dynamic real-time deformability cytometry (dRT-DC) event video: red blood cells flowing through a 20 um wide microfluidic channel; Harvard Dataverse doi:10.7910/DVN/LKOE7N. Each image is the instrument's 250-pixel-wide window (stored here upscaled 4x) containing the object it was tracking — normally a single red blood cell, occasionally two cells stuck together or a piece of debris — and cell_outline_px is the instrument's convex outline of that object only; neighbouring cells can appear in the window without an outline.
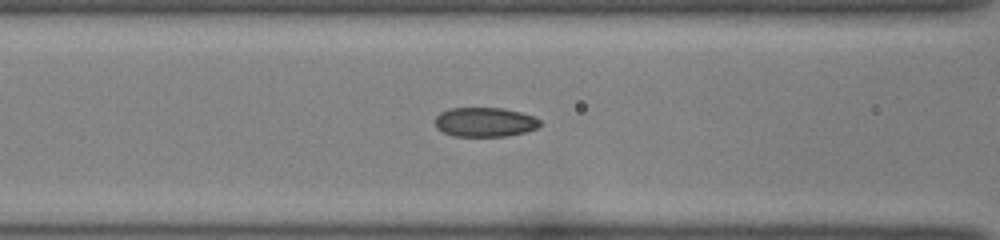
{"species": "common noctule bat (a hibernating species)", "species_latin": "Nyctalus noctula", "temperature_condition": "room temperature", "stored_images_in_passage": 35, "camera_frame_rate_fps": 3000, "um_per_image_px": 0.085, "animal": {"sex": "female", "body_mass_g": 22.0, "forearm_length_mm": 56.7}, "frame": {"image": 1, "passage_image": 15, "time_ms": 4.667, "image_size_px": [1000, 240], "cell_outline_px": [[544, 124], [536, 128], [524, 132], [508, 136], [452, 136], [436, 128], [436, 116], [440, 112], [448, 108], [504, 108], [520, 112], [532, 116], [540, 120]], "centroid_in_image_um": [41.21, 10.37], "position_along_channel_um": 125.4, "area_um2": 18.03}}
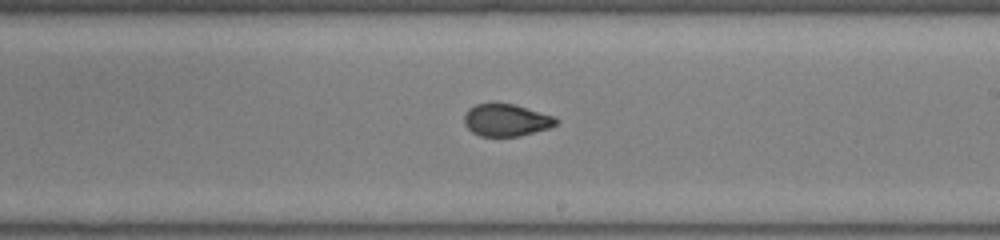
{"frame": {"image": 2, "passage_image": 24, "time_ms": 7.667, "image_size_px": [1000, 240], "cell_outline_px": [[560, 120], [556, 124], [548, 128], [520, 136], [480, 136], [472, 132], [464, 124], [464, 116], [468, 108], [476, 104], [512, 104], [556, 116]], "centroid_in_image_um": [43.04, 10.22], "position_along_channel_um": 246.0, "area_um2": 17.17}}
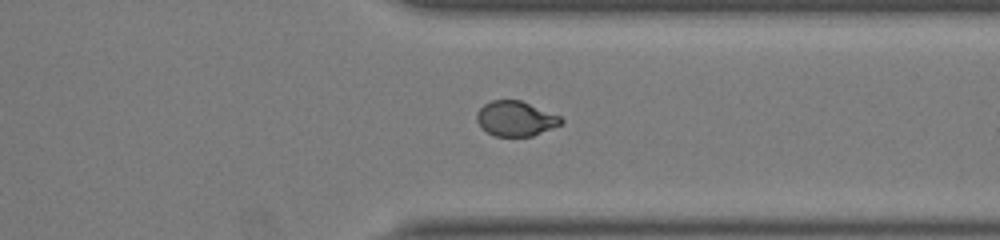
{"frame": {"image": 3, "passage_image": 33, "time_ms": 10.667, "image_size_px": [1000, 240], "cell_outline_px": [[564, 120], [560, 124], [552, 128], [532, 136], [496, 136], [480, 128], [476, 120], [476, 112], [484, 104], [492, 100], [520, 100], [560, 116]], "centroid_in_image_um": [43.79, 10.08], "position_along_channel_um": 367.6, "area_um2": 17.11}}